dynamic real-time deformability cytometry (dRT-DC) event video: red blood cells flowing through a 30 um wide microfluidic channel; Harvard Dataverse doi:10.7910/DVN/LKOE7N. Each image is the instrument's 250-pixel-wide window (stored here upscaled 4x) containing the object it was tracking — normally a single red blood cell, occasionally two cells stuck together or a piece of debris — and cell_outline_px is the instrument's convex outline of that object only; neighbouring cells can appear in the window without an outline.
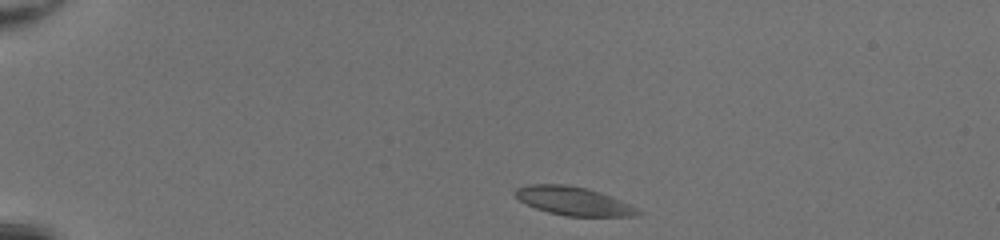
{"species": "common noctule bat (a hibernating species)", "species_latin": "Nyctalus noctula", "temperature_condition": "room temperature", "stored_images_in_passage": 40, "camera_frame_rate_fps": 3000, "um_per_image_px": 0.085, "animal": {"sex": "female", "body_mass_g": 20.0, "forearm_length_mm": 54.0}, "frame": {"image": 1, "passage_image": 1, "time_ms": 0.0, "image_size_px": [1000, 240], "cell_outline_px": [[644, 212], [636, 216], [568, 216], [548, 212], [536, 208], [520, 200], [512, 192], [516, 188], [528, 184], [564, 184], [588, 188], [600, 192], [640, 208]], "centroid_in_image_um": [48.78, 17.08], "position_along_channel_um": 36.2, "area_um2": 20.46}}
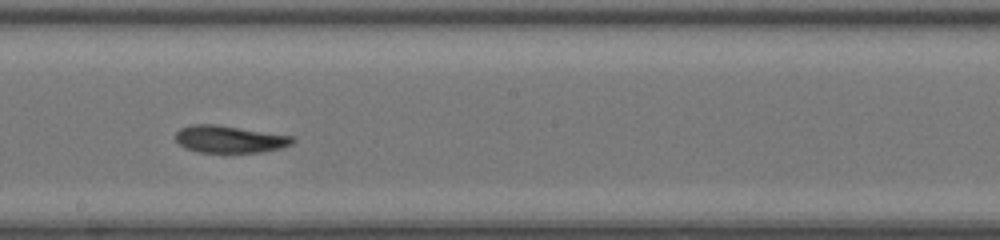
{"frame": {"image": 2, "passage_image": 20, "time_ms": 6.333, "image_size_px": [1000, 240], "cell_outline_px": [[296, 140], [292, 144], [280, 148], [260, 152], [200, 152], [184, 148], [176, 140], [176, 132], [180, 128], [192, 124], [216, 124], [296, 136]], "centroid_in_image_um": [19.54, 11.82], "position_along_channel_um": 228.7, "area_um2": 18.67}}
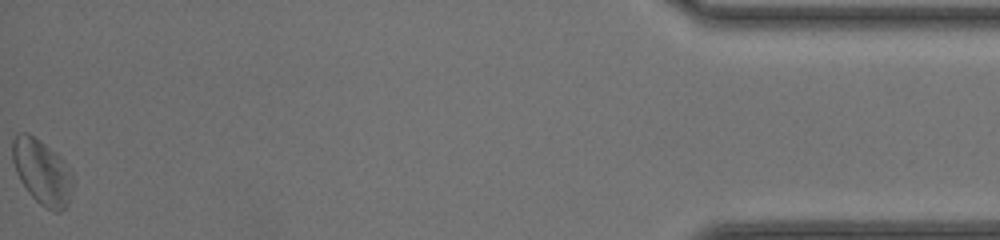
{"frame": {"image": 3, "passage_image": 40, "time_ms": 13.0, "image_size_px": [1000, 240], "cell_outline_px": [[72, 188], [68, 204], [60, 212], [56, 212], [40, 204], [28, 192], [20, 180], [16, 172], [12, 160], [12, 140], [16, 132], [28, 132], [40, 140], [60, 156], [68, 164], [72, 172]], "centroid_in_image_um": [3.56, 14.58], "position_along_channel_um": 431.6, "area_um2": 23.0}, "authors_computed_cell_mechanics": {"area_um2": 19.7676, "velocity_mm_per_s": 4.2495, "shape_relaxation_time_tau1_ms": 3.9468, "shape_relaxation_time_tau2_ms": 8.8095, "deformation_change_tau1": 0.12, "deformation_change_tau2": 0.1287}}